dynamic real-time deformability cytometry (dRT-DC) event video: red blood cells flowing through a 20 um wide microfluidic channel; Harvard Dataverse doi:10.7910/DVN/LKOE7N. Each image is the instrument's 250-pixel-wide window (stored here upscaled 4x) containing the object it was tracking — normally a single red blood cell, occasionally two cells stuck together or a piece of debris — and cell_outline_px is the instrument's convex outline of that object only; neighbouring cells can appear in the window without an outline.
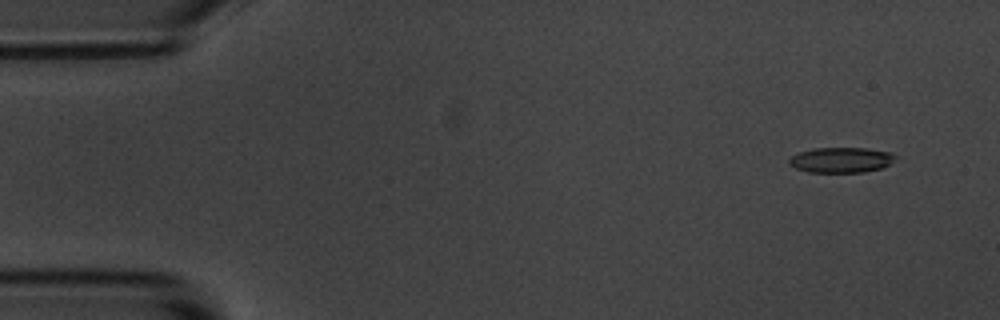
{"species": "common noctule bat (a hibernating species)", "species_latin": "Nyctalus noctula", "temperature_condition": "room temperature", "stored_images_in_passage": 5, "camera_frame_rate_fps": 3000, "um_per_image_px": 0.085, "animal": {"sex": "male", "body_mass_g": 20.1, "forearm_length_mm": 53.5}, "frame": {"image": 1, "passage_image": 2, "time_ms": 1.0, "image_size_px": [1000, 320], "cell_outline_px": [[900, 156], [884, 168], [864, 172], [808, 172], [796, 168], [788, 164], [788, 160], [792, 156], [800, 152], [812, 148], [868, 148], [892, 152]], "centroid_in_image_um": [71.56, 13.59], "position_along_channel_um": 13.4, "area_um2": 15.95}}
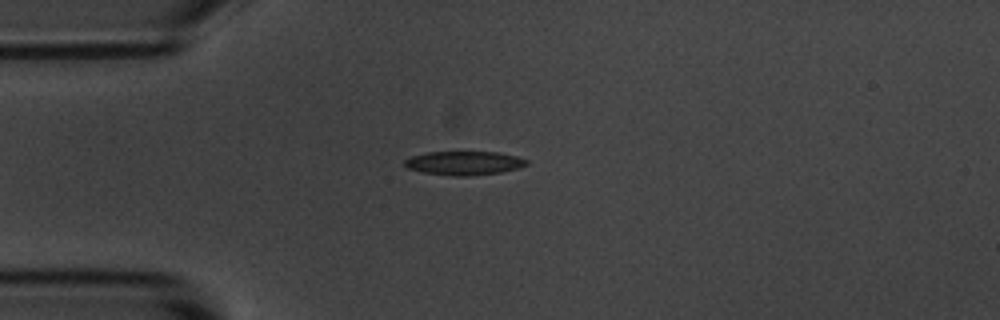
{"frame": {"image": 2, "passage_image": 5, "time_ms": 4.333, "image_size_px": [1000, 320], "cell_outline_px": [[528, 164], [516, 168], [500, 172], [468, 176], [452, 176], [424, 172], [408, 168], [404, 164], [404, 160], [412, 156], [428, 152], [500, 152], [516, 156], [528, 160]], "centroid_in_image_um": [39.45, 13.85], "position_along_channel_um": 45.6, "area_um2": 16.76}}